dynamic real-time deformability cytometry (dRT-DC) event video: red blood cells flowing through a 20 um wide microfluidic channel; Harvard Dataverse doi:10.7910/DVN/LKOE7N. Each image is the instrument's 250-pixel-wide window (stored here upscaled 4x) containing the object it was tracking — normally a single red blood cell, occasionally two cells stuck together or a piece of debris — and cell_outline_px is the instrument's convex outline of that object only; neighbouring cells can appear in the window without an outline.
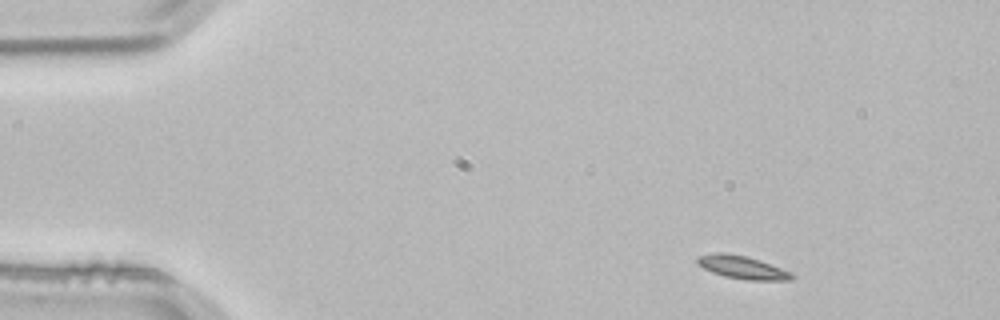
{"species": "common noctule bat (a hibernating species)", "species_latin": "Nyctalus noctula", "temperature_condition": "room temperature", "stored_images_in_passage": 3, "camera_frame_rate_fps": 3000, "um_per_image_px": 0.085, "animal": {"sex": "male", "body_mass_g": 21.5, "forearm_length_mm": 52.0}, "frame": {"image": 1, "passage_image": 1, "time_ms": 0.0, "image_size_px": [1000, 320], "cell_outline_px": [[796, 276], [792, 280], [748, 280], [724, 276], [712, 272], [696, 264], [696, 256], [712, 252], [724, 252], [748, 256], [760, 260], [792, 272]], "centroid_in_image_um": [63.08, 22.71], "position_along_channel_um": 21.9, "area_um2": 12.95}}
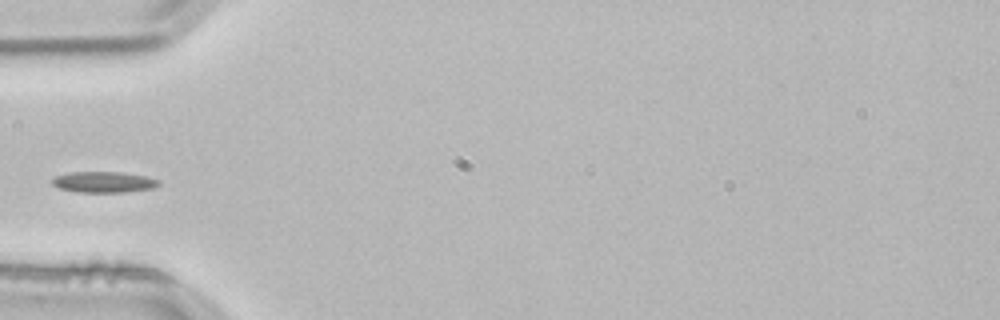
{"frame": {"image": 2, "passage_image": 3, "time_ms": 0.667, "image_size_px": [1000, 320], "cell_outline_px": [[160, 184], [152, 188], [124, 192], [76, 192], [60, 188], [52, 184], [52, 180], [56, 176], [72, 172], [120, 172], [148, 176], [160, 180]], "centroid_in_image_um": [8.85, 15.47], "position_along_channel_um": 76.2, "area_um2": 12.95}}